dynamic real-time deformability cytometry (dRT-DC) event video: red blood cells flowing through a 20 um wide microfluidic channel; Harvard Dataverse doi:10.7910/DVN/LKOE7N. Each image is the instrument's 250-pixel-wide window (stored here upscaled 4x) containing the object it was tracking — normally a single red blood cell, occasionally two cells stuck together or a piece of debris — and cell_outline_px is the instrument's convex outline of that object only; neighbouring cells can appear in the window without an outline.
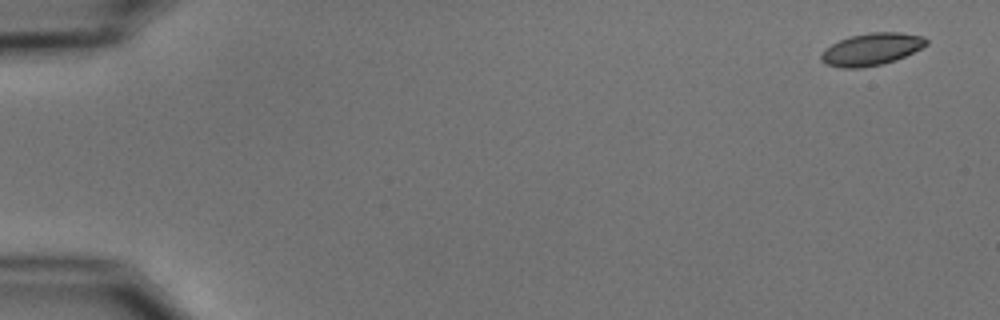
{"species": "common noctule bat (a hibernating species)", "species_latin": "Nyctalus noctula", "temperature_condition": "cold", "stored_images_in_passage": 5, "camera_frame_rate_fps": 3000, "um_per_image_px": 0.085, "animal": {"sex": "male", "body_mass_g": 15.6}, "frame": {"image": 1, "passage_image": 1, "time_ms": 0.0, "image_size_px": [1000, 320], "cell_outline_px": [[928, 44], [896, 60], [880, 64], [860, 68], [840, 68], [828, 64], [820, 60], [820, 56], [832, 44], [840, 40], [852, 36], [868, 32], [900, 32], [924, 36], [928, 40]], "centroid_in_image_um": [74.1, 4.18], "position_along_channel_um": 10.9, "area_um2": 19.48}}
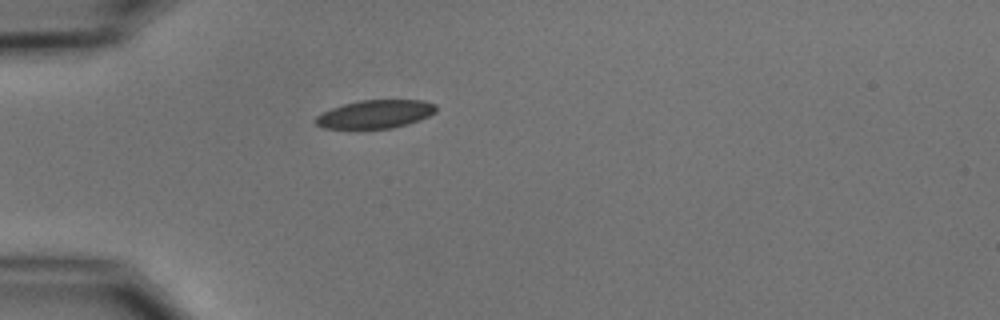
{"frame": {"image": 2, "passage_image": 5, "time_ms": 4.667, "image_size_px": [1000, 320], "cell_outline_px": [[436, 112], [420, 120], [408, 124], [392, 128], [324, 128], [316, 124], [312, 120], [316, 116], [332, 108], [344, 104], [360, 100], [424, 100], [436, 104]], "centroid_in_image_um": [31.92, 9.7], "position_along_channel_um": 53.1, "area_um2": 19.83}}